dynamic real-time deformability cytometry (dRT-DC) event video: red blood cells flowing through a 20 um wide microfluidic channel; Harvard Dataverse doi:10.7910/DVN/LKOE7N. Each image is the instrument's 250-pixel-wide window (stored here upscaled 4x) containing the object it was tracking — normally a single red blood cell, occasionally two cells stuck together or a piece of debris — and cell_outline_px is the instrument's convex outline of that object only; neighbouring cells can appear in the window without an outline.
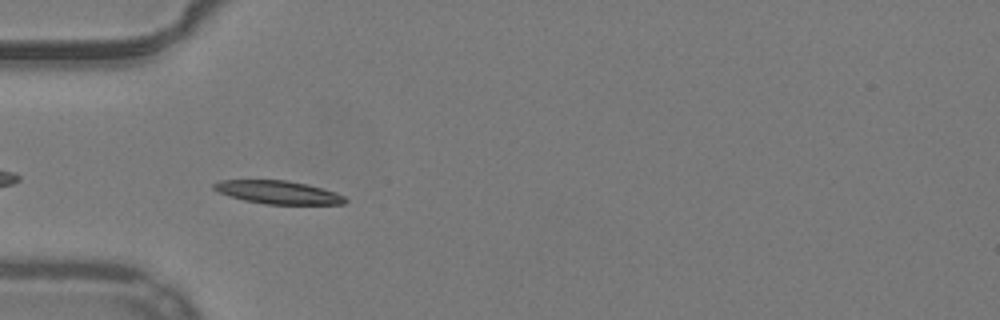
{"species": "common noctule bat (a hibernating species)", "species_latin": "Nyctalus noctula", "temperature_condition": "warm", "stored_images_in_passage": 39, "camera_frame_rate_fps": 3000, "um_per_image_px": 0.085, "animal": {"sex": "male", "body_mass_g": 19.2, "forearm_length_mm": 51.8}, "frame": {"image": 1, "passage_image": 3, "time_ms": 0.667, "image_size_px": [1000, 320], "cell_outline_px": [[348, 200], [344, 204], [264, 204], [244, 200], [220, 192], [212, 188], [212, 184], [220, 180], [288, 180], [308, 184], [336, 192], [344, 196]], "centroid_in_image_um": [23.67, 16.34], "position_along_channel_um": 61.3, "area_um2": 17.69}}
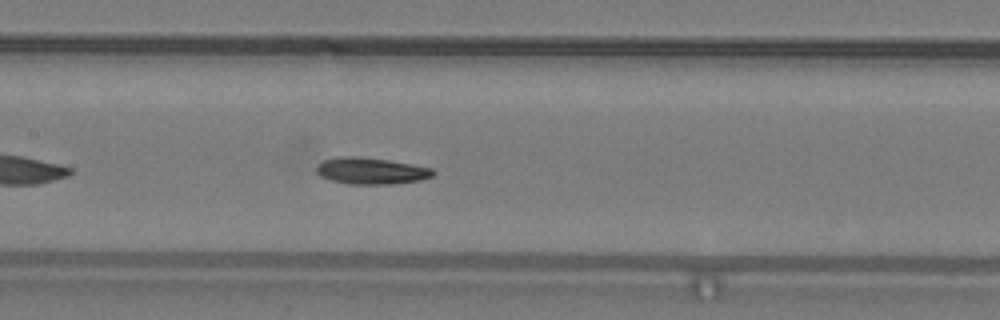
{"frame": {"image": 2, "passage_image": 12, "time_ms": 3.667, "image_size_px": [1000, 320], "cell_outline_px": [[436, 172], [432, 176], [420, 180], [392, 184], [348, 184], [332, 180], [320, 176], [316, 172], [316, 164], [324, 160], [336, 156], [360, 156], [388, 160], [412, 164], [432, 168]], "centroid_in_image_um": [31.51, 14.51], "position_along_channel_um": 175.9, "area_um2": 18.21}}
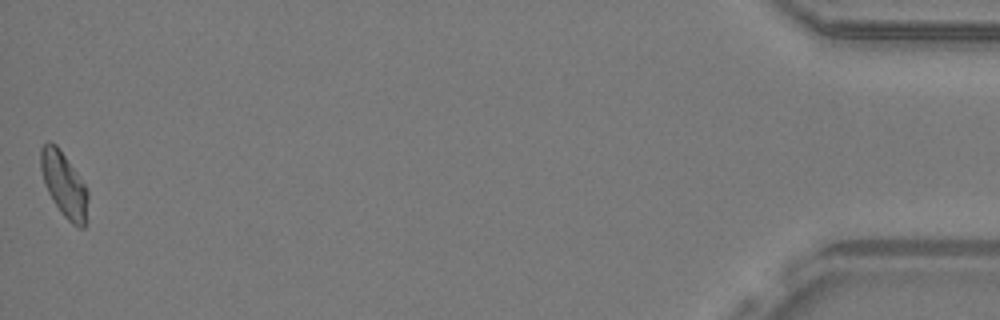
{"frame": {"image": 3, "passage_image": 39, "time_ms": 12.667, "image_size_px": [1000, 320], "cell_outline_px": [[88, 220], [84, 228], [80, 228], [72, 224], [60, 212], [52, 200], [48, 192], [40, 168], [40, 148], [48, 140], [56, 144], [76, 172], [84, 184], [88, 192]], "centroid_in_image_um": [5.46, 15.73], "position_along_channel_um": 429.7, "area_um2": 17.92}, "authors_computed_cell_mechanics": {"area_um2": 17.629, "velocity_mm_per_s": 3.8909, "shape_relaxation_time_tau1_ms": 6.9252, "shape_relaxation_time_tau2_ms": 11.2682, "deformation_change_tau1": 0.1774, "deformation_change_tau2": 0.1701}}